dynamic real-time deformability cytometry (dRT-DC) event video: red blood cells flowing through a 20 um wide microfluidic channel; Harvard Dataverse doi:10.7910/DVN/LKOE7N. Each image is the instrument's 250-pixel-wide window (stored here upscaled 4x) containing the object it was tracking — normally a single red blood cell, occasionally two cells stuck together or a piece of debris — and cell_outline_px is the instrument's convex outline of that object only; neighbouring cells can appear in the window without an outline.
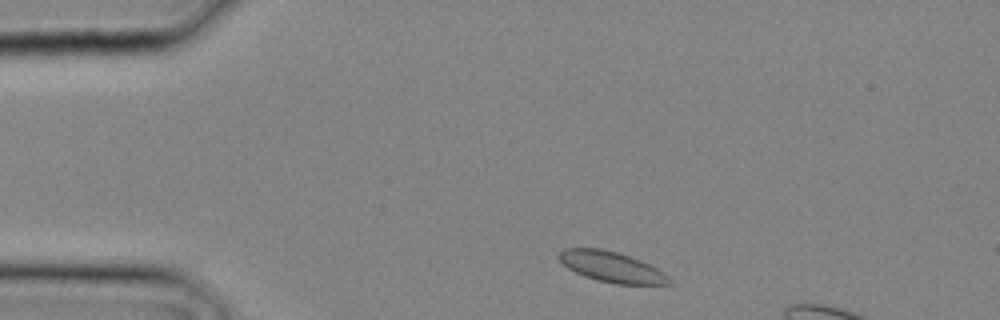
{"species": "common noctule bat (a hibernating species)", "species_latin": "Nyctalus noctula", "temperature_condition": "cold", "stored_images_in_passage": 4, "camera_frame_rate_fps": 3000, "um_per_image_px": 0.085, "animal": {"sex": "male", "body_mass_g": 20.4}, "frame": {"image": 1, "passage_image": 1, "time_ms": 0.0, "image_size_px": [1000, 320], "cell_outline_px": [[672, 284], [616, 284], [596, 280], [584, 276], [568, 268], [556, 256], [564, 248], [600, 248], [616, 252], [640, 260], [664, 272], [668, 276]], "centroid_in_image_um": [51.96, 22.69], "position_along_channel_um": 33.0, "area_um2": 19.42}}